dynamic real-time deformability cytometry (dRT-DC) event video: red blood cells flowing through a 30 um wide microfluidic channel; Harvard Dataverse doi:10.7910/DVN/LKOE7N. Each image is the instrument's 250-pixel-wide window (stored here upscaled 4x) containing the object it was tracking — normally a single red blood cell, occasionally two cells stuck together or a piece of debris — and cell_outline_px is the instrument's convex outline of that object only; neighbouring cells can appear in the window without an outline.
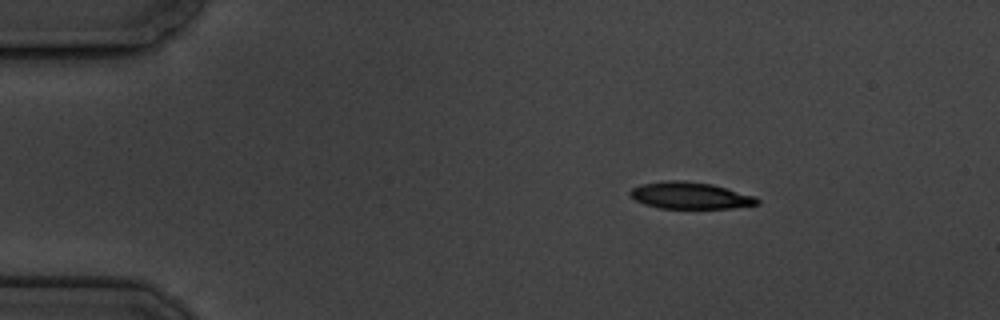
{"species": "common noctule bat (a hibernating species)", "species_latin": "Nyctalus noctula", "temperature_condition": "cold", "stored_images_in_passage": 4, "camera_frame_rate_fps": 3000, "um_per_image_px": 0.085, "animal": {"sex": "male", "body_mass_g": 19.5, "forearm_length_mm": 54.6}, "frame": {"image": 1, "passage_image": 1, "time_ms": 0.0, "image_size_px": [1000, 320], "cell_outline_px": [[760, 204], [732, 208], [660, 208], [644, 204], [628, 196], [628, 192], [632, 188], [640, 184], [668, 180], [684, 180], [712, 184], [756, 196], [760, 200]], "centroid_in_image_um": [58.65, 16.61], "position_along_channel_um": 26.3, "area_um2": 20.0}}
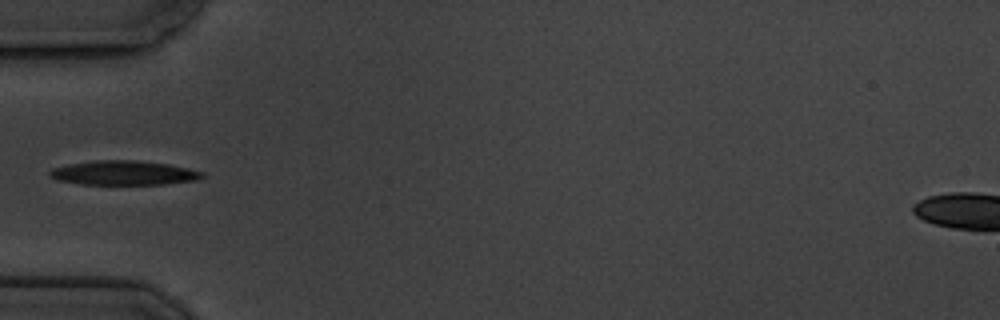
{"frame": {"image": 2, "passage_image": 4, "time_ms": 3.333, "image_size_px": [1000, 320], "cell_outline_px": [[204, 176], [196, 180], [164, 184], [80, 184], [56, 180], [48, 172], [52, 168], [68, 164], [92, 160], [136, 160], [168, 164], [188, 168], [204, 172]], "centroid_in_image_um": [10.5, 14.69], "position_along_channel_um": 74.5, "area_um2": 21.62}}